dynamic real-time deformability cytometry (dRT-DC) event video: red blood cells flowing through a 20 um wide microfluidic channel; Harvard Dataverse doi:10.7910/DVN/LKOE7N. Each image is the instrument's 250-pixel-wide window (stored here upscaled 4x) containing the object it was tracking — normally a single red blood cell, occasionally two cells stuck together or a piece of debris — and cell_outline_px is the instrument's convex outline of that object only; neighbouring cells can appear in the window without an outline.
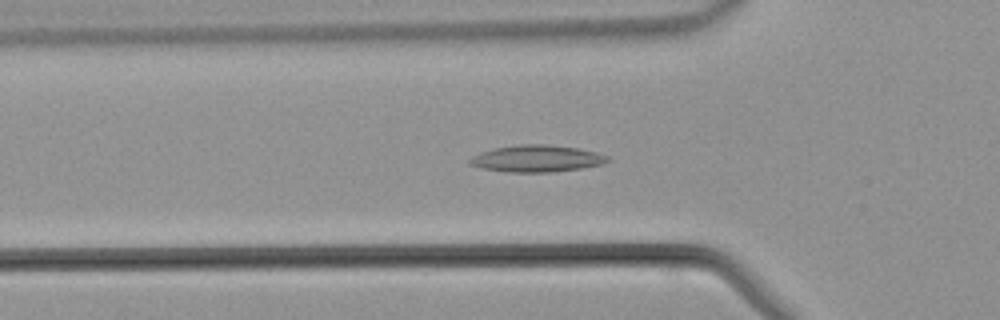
{"species": "common noctule bat (a hibernating species)", "species_latin": "Nyctalus noctula", "temperature_condition": "warm", "stored_images_in_passage": 38, "camera_frame_rate_fps": 3000, "um_per_image_px": 0.085, "animal": {"sex": "male", "body_mass_g": 21.5, "forearm_length_mm": 52.0}, "frame": {"image": 1, "passage_image": 12, "time_ms": 3.667, "image_size_px": [1000, 320], "cell_outline_px": [[612, 160], [600, 164], [580, 168], [552, 172], [508, 172], [480, 168], [468, 164], [468, 160], [472, 156], [480, 152], [496, 148], [524, 144], [544, 144], [576, 148], [596, 152], [608, 156]], "centroid_in_image_um": [45.59, 13.48], "position_along_channel_um": 80.2, "area_um2": 21.39}}
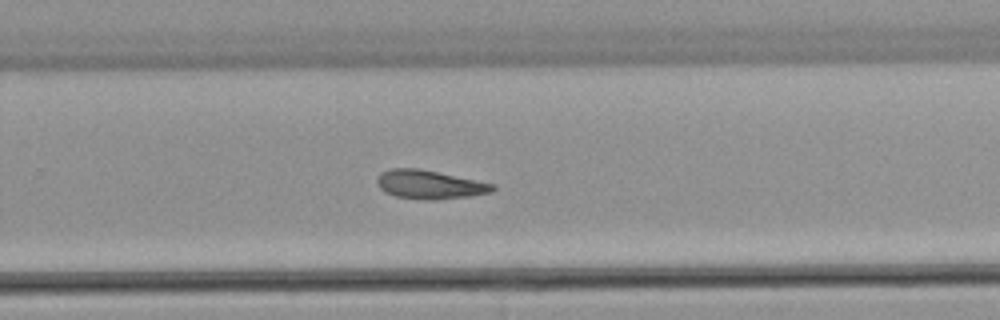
{"frame": {"image": 2, "passage_image": 26, "time_ms": 8.333, "image_size_px": [1000, 320], "cell_outline_px": [[496, 188], [492, 192], [468, 196], [436, 200], [424, 200], [396, 196], [384, 192], [380, 188], [376, 180], [380, 172], [392, 168], [420, 168], [496, 184]], "centroid_in_image_um": [36.52, 15.68], "position_along_channel_um": 293.3, "area_um2": 19.48}}
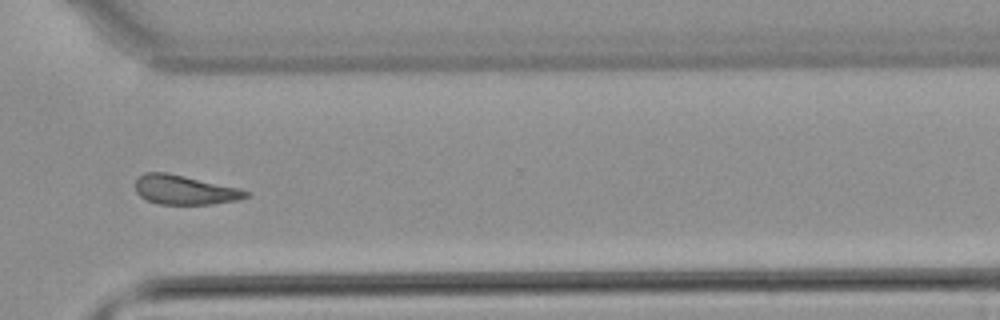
{"frame": {"image": 3, "passage_image": 30, "time_ms": 9.667, "image_size_px": [1000, 320], "cell_outline_px": [[248, 196], [236, 200], [212, 204], [160, 204], [148, 200], [140, 196], [136, 192], [136, 176], [144, 172], [164, 172], [184, 176], [236, 188], [248, 192]], "centroid_in_image_um": [15.61, 16.14], "position_along_channel_um": 355.0, "area_um2": 18.5}}